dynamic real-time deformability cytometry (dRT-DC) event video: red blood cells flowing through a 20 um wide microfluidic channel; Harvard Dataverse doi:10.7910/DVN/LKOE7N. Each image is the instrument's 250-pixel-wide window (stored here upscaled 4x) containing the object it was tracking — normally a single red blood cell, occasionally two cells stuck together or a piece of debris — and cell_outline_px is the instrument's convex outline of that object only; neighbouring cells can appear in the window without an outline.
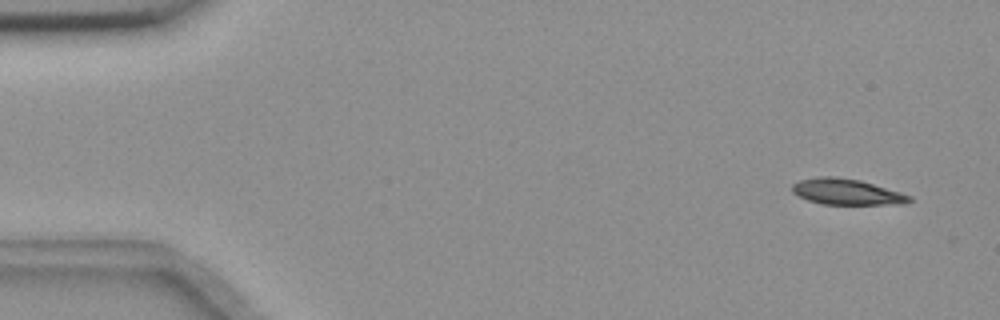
{"species": "common noctule bat (a hibernating species)", "species_latin": "Nyctalus noctula", "temperature_condition": "room temperature", "stored_images_in_passage": 56, "camera_frame_rate_fps": 3000, "um_per_image_px": 0.085, "animal": {"sex": "female", "body_mass_g": 18.4}, "frame": {"image": 1, "passage_image": 4, "time_ms": 1.0, "image_size_px": [1000, 320], "cell_outline_px": [[912, 200], [904, 204], [820, 204], [808, 200], [792, 192], [792, 184], [800, 180], [820, 176], [836, 176], [860, 180], [900, 192], [912, 196]], "centroid_in_image_um": [71.96, 16.3], "position_along_channel_um": 13.0, "area_um2": 17.63}}
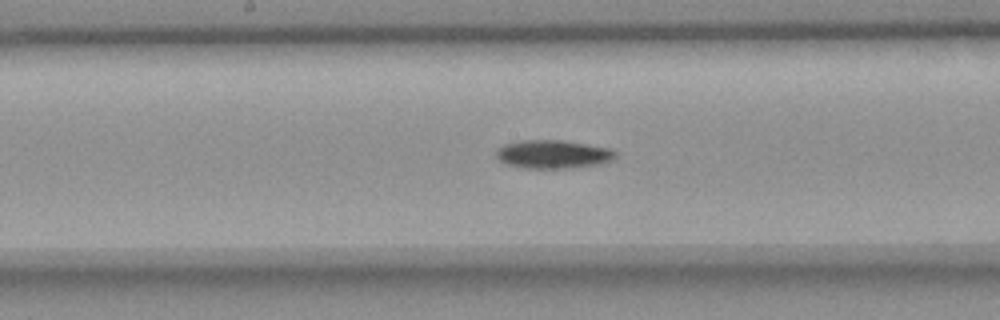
{"frame": {"image": 2, "passage_image": 29, "time_ms": 9.333, "image_size_px": [1000, 320], "cell_outline_px": [[616, 156], [612, 160], [600, 164], [572, 168], [524, 168], [504, 164], [496, 156], [496, 148], [504, 144], [520, 140], [560, 140], [608, 148], [616, 152]], "centroid_in_image_um": [46.96, 13.12], "position_along_channel_um": 201.2, "area_um2": 19.77}}
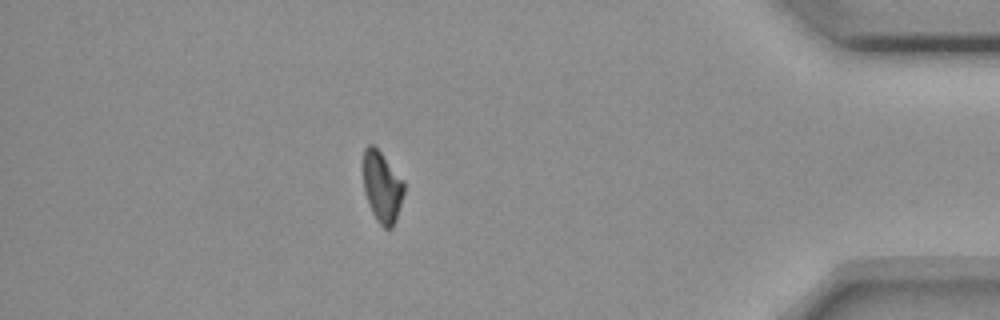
{"frame": {"image": 3, "passage_image": 49, "time_ms": 16.0, "image_size_px": [1000, 320], "cell_outline_px": [[404, 192], [396, 220], [392, 228], [384, 228], [376, 220], [368, 204], [364, 192], [364, 148], [368, 144], [372, 144], [380, 152], [404, 180]], "centroid_in_image_um": [32.48, 15.91], "position_along_channel_um": 402.7, "area_um2": 16.76}, "authors_computed_cell_mechanics": {"area_um2": 18.6694, "velocity_mm_per_s": 3.6725, "shape_relaxation_time_tau1_ms": 8.6206, "shape_relaxation_time_tau2_ms": null, "deformation_change_tau1": 0.1683, "deformation_change_tau2": null}}